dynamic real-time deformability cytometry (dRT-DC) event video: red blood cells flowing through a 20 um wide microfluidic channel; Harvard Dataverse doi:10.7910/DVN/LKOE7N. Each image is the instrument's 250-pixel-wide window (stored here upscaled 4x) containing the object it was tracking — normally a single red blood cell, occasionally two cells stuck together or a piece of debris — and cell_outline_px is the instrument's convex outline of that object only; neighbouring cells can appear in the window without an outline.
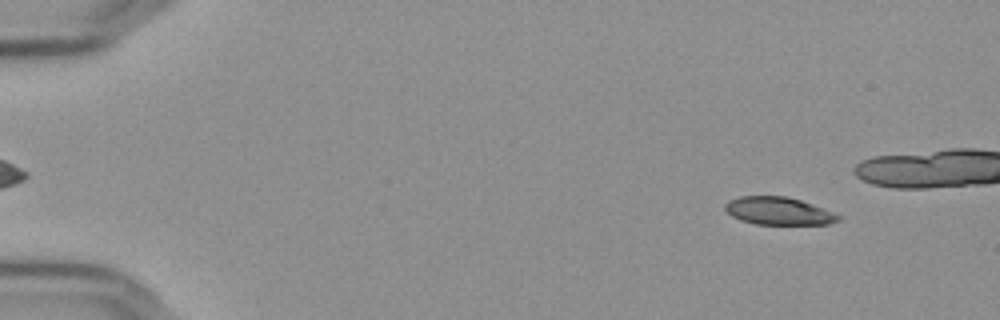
{"species": "Egyptian fruit bat (a non-hibernating species)", "species_latin": "Rousettus aegyptiacus", "temperature_condition": "cold", "stored_images_in_passage": 47, "camera_frame_rate_fps": 3000, "um_per_image_px": 0.085, "frame": {"image": 1, "passage_image": 6, "time_ms": 1.667, "image_size_px": [1000, 320], "cell_outline_px": [[840, 220], [828, 224], [756, 224], [740, 220], [732, 216], [724, 208], [724, 204], [728, 200], [740, 196], [788, 196], [812, 204], [832, 212], [840, 216]], "centroid_in_image_um": [66.14, 17.93], "position_along_channel_um": 18.9, "area_um2": 18.21}}
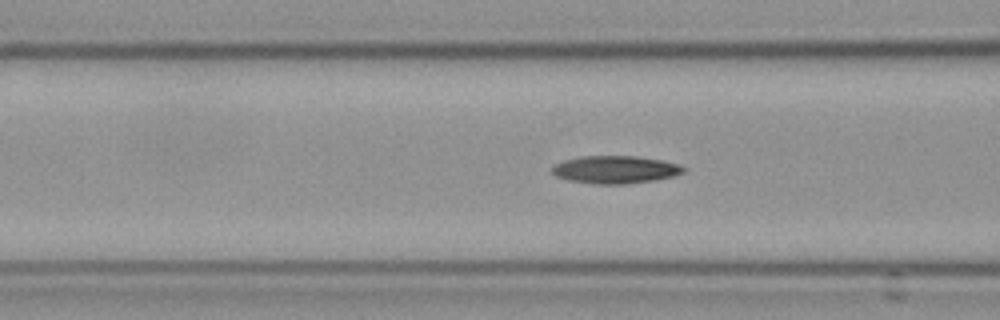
{"frame": {"image": 2, "passage_image": 23, "time_ms": 7.333, "image_size_px": [1000, 320], "cell_outline_px": [[684, 172], [672, 176], [652, 180], [624, 184], [596, 184], [568, 180], [556, 176], [552, 172], [552, 168], [556, 164], [564, 160], [584, 156], [636, 156], [664, 160], [680, 164], [684, 168]], "centroid_in_image_um": [52.3, 14.41], "position_along_channel_um": 114.3, "area_um2": 21.04}}
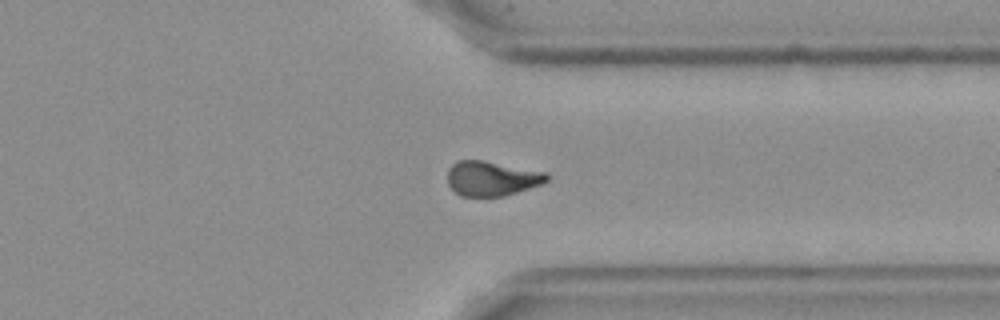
{"frame": {"image": 3, "passage_image": 44, "time_ms": 14.333, "image_size_px": [1000, 320], "cell_outline_px": [[548, 180], [540, 184], [504, 196], [460, 196], [448, 184], [448, 168], [456, 160], [484, 160], [544, 172], [548, 176]], "centroid_in_image_um": [41.75, 15.16], "position_along_channel_um": 369.7, "area_um2": 19.88}}